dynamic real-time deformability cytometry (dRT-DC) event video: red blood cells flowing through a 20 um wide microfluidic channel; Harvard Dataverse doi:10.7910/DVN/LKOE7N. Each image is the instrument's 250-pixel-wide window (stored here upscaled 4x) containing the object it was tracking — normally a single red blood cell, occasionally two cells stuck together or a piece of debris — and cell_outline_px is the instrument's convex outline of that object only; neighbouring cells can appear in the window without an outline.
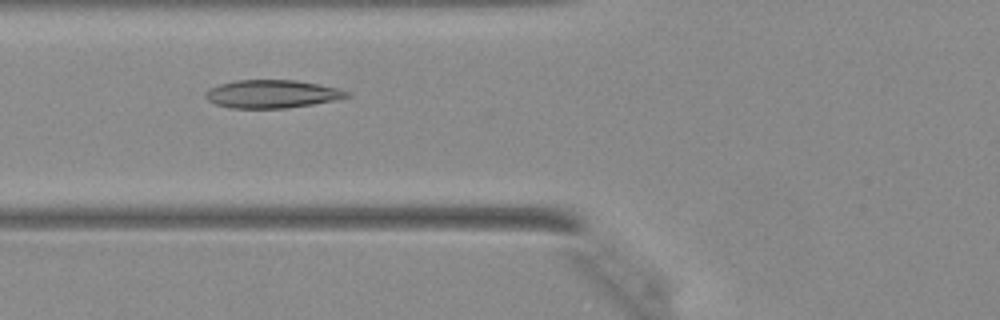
{"species": "Egyptian fruit bat (a non-hibernating species)", "species_latin": "Rousettus aegyptiacus", "temperature_condition": "warm", "stored_images_in_passage": 35, "camera_frame_rate_fps": 3000, "um_per_image_px": 0.085, "animal": {"sex": "female"}, "frame": {"image": 1, "passage_image": 8, "time_ms": 2.333, "image_size_px": [1000, 320], "cell_outline_px": [[352, 96], [312, 104], [284, 108], [232, 108], [216, 104], [208, 100], [204, 96], [204, 92], [208, 88], [220, 84], [236, 80], [296, 80], [320, 84], [340, 88], [352, 92]], "centroid_in_image_um": [23.13, 7.98], "position_along_channel_um": 102.7, "area_um2": 23.24}}
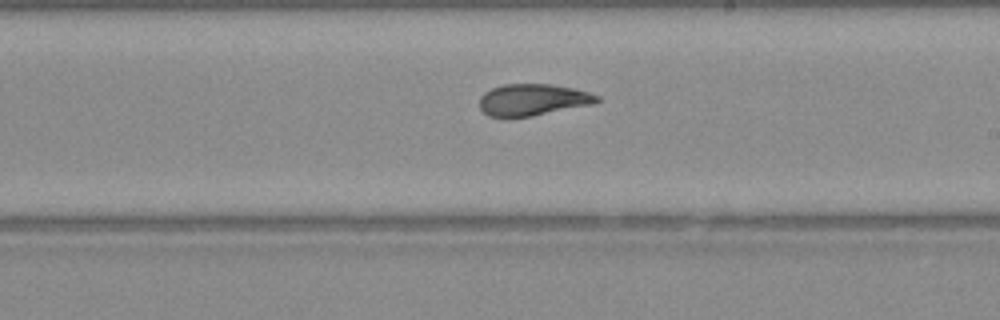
{"frame": {"image": 2, "passage_image": 17, "time_ms": 5.333, "image_size_px": [1000, 320], "cell_outline_px": [[600, 100], [596, 104], [532, 116], [488, 116], [480, 108], [480, 96], [484, 92], [492, 88], [504, 84], [552, 84], [572, 88], [588, 92], [600, 96]], "centroid_in_image_um": [45.32, 8.47], "position_along_channel_um": 243.7, "area_um2": 21.68}}
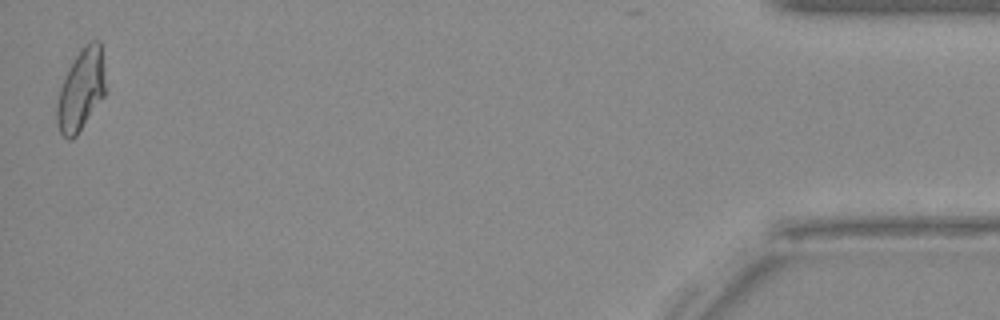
{"frame": {"image": 3, "passage_image": 34, "time_ms": 11.0, "image_size_px": [1000, 320], "cell_outline_px": [[104, 96], [76, 136], [72, 140], [68, 140], [60, 132], [56, 120], [56, 104], [60, 88], [68, 68], [76, 56], [92, 40], [100, 40], [104, 68]], "centroid_in_image_um": [6.87, 7.68], "position_along_channel_um": 428.3, "area_um2": 22.72}}